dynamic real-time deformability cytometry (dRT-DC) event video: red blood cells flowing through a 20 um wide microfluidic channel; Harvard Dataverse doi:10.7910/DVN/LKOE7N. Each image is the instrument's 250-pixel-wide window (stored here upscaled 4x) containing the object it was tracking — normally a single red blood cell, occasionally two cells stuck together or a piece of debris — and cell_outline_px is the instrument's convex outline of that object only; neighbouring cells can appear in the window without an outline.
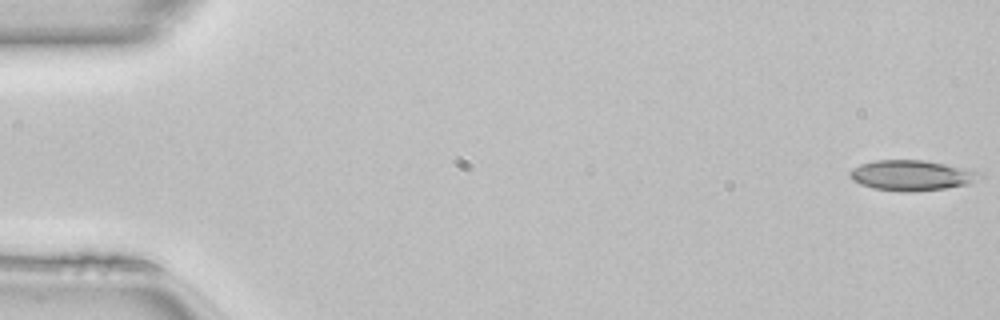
{"species": "common noctule bat (a hibernating species)", "species_latin": "Nyctalus noctula", "temperature_condition": "room temperature", "stored_images_in_passage": 50, "camera_frame_rate_fps": 3000, "um_per_image_px": 0.085, "animal": {"sex": "female", "body_mass_g": 22.7, "forearm_length_mm": 54.2}, "frame": {"image": 1, "passage_image": 1, "time_ms": 0.0, "image_size_px": [1000, 320], "cell_outline_px": [[984, 176], [968, 184], [944, 188], [912, 192], [900, 192], [872, 188], [860, 184], [852, 180], [848, 176], [848, 172], [852, 168], [860, 164], [876, 160], [924, 160], [964, 168], [980, 172]], "centroid_in_image_um": [77.44, 14.91], "position_along_channel_um": 7.6, "area_um2": 23.06}}
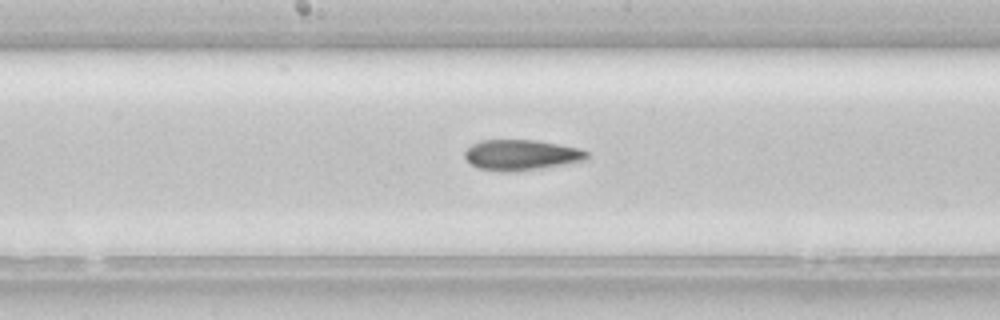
{"frame": {"image": 2, "passage_image": 26, "time_ms": 8.333, "image_size_px": [1000, 320], "cell_outline_px": [[588, 160], [536, 168], [480, 168], [472, 164], [464, 156], [464, 152], [472, 144], [480, 140], [536, 140], [580, 148], [588, 152]], "centroid_in_image_um": [44.36, 13.1], "position_along_channel_um": 203.8, "area_um2": 20.58}}
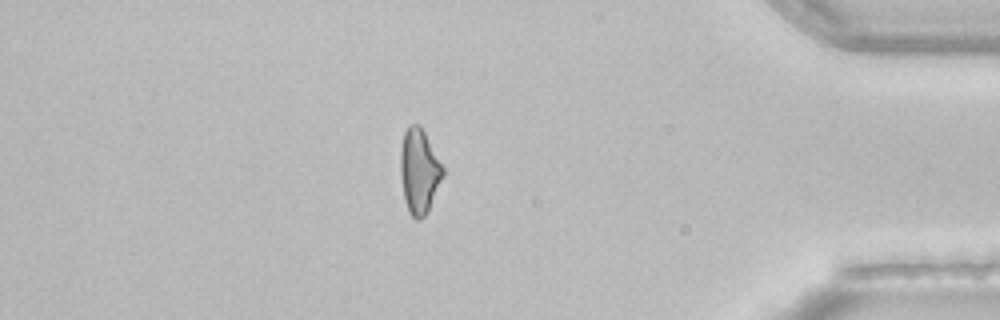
{"frame": {"image": 3, "passage_image": 43, "time_ms": 14.0, "image_size_px": [1000, 320], "cell_outline_px": [[444, 176], [428, 212], [420, 220], [416, 220], [408, 212], [404, 200], [400, 172], [400, 148], [404, 132], [408, 124], [420, 124], [444, 168]], "centroid_in_image_um": [35.62, 14.56], "position_along_channel_um": 399.6, "area_um2": 21.27}, "authors_computed_cell_mechanics": {"area_um2": 21.7906, "velocity_mm_per_s": 4.1383, "shape_relaxation_time_tau1_ms": null, "shape_relaxation_time_tau2_ms": 5.0856, "deformation_change_tau1": null, "deformation_change_tau2": 0.1415}}